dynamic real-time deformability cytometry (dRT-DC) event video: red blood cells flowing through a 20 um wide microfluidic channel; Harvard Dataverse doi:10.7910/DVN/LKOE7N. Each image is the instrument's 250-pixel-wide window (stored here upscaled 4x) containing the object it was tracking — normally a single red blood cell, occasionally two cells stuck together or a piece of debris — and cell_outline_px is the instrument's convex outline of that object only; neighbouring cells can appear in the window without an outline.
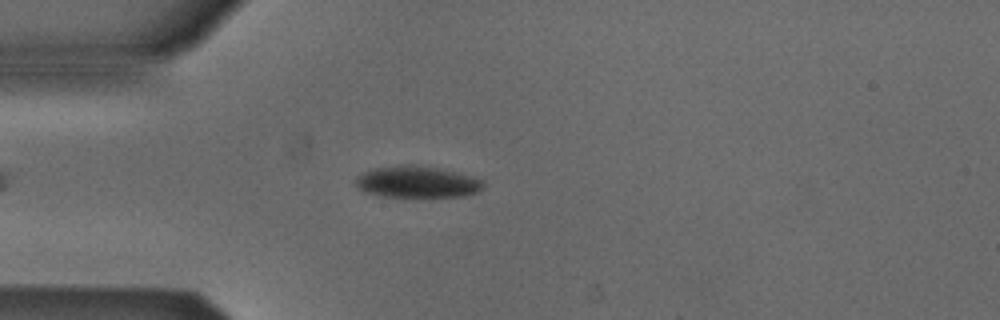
{"species": "Egyptian fruit bat (a non-hibernating species)", "species_latin": "Rousettus aegyptiacus", "temperature_condition": "cold", "stored_images_in_passage": 47, "camera_frame_rate_fps": 3000, "um_per_image_px": 0.085, "animal": {"sex": "male"}, "frame": {"image": 1, "passage_image": 8, "time_ms": 2.333, "image_size_px": [1000, 320], "cell_outline_px": [[484, 188], [480, 192], [464, 196], [384, 196], [364, 192], [356, 184], [356, 180], [364, 172], [372, 168], [404, 164], [412, 164], [436, 168], [456, 172], [472, 176], [484, 180]], "centroid_in_image_um": [35.51, 15.45], "position_along_channel_um": 49.5, "area_um2": 23.35}}
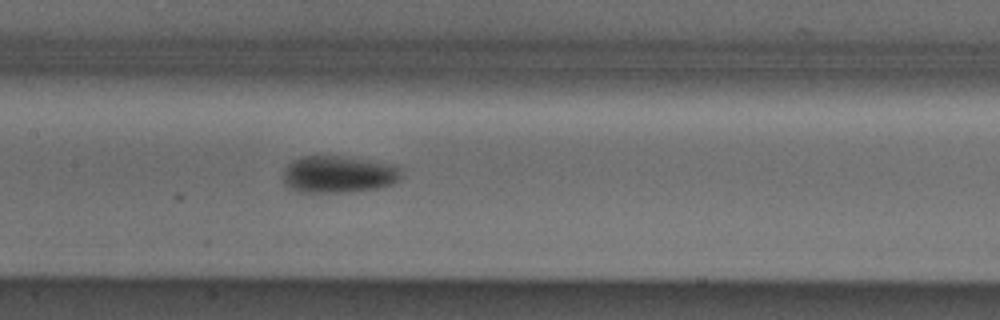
{"frame": {"image": 2, "passage_image": 19, "time_ms": 6.0, "image_size_px": [1000, 320], "cell_outline_px": [[400, 180], [392, 184], [376, 188], [352, 192], [300, 192], [284, 184], [284, 168], [292, 160], [300, 156], [336, 156], [392, 164], [400, 168]], "centroid_in_image_um": [28.74, 14.82], "position_along_channel_um": 178.7, "area_um2": 25.32}}
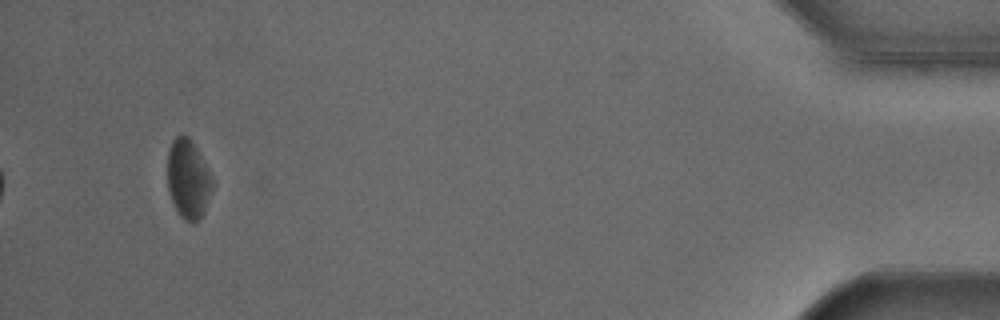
{"frame": {"image": 3, "passage_image": 44, "time_ms": 14.333, "image_size_px": [1000, 320], "cell_outline_px": [[216, 184], [204, 212], [200, 220], [184, 220], [176, 212], [168, 192], [168, 148], [172, 140], [176, 136], [188, 136], [196, 148], [212, 176]], "centroid_in_image_um": [16.01, 15.25], "position_along_channel_um": 419.2, "area_um2": 20.92}, "authors_computed_cell_mechanics": {"area_um2": 23.3512, "velocity_mm_per_s": 3.8354, "shape_relaxation_time_tau1_ms": 3.5301, "shape_relaxation_time_tau2_ms": null, "deformation_change_tau1": 0.0865, "deformation_change_tau2": null}}